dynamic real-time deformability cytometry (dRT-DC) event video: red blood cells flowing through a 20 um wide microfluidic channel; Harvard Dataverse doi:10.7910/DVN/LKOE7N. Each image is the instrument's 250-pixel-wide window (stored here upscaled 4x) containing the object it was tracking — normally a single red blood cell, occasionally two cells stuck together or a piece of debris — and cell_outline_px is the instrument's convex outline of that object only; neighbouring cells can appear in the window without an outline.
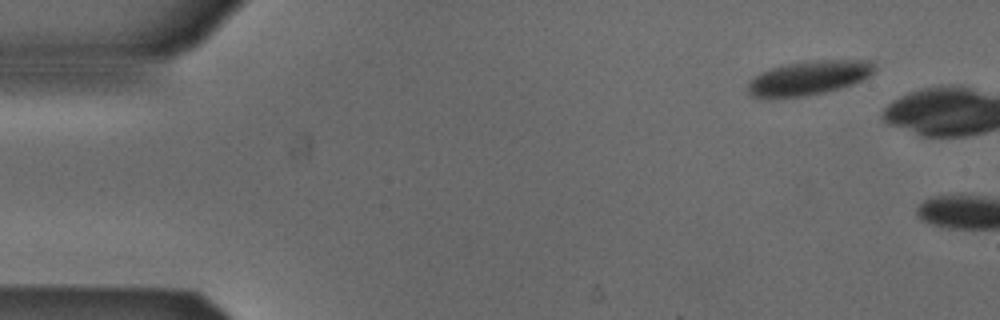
{"species": "Egyptian fruit bat (a non-hibernating species)", "species_latin": "Rousettus aegyptiacus", "temperature_condition": "cold", "stored_images_in_passage": 3, "camera_frame_rate_fps": 3000, "um_per_image_px": 0.085, "animal": {"sex": "male"}, "frame": {"image": 1, "passage_image": 1, "time_ms": 0.0, "image_size_px": [1000, 320], "cell_outline_px": [[876, 68], [868, 76], [852, 84], [840, 88], [824, 92], [804, 96], [752, 96], [748, 92], [748, 80], [752, 76], [760, 72], [772, 68], [788, 64], [812, 60], [868, 60]], "centroid_in_image_um": [68.73, 6.6], "position_along_channel_um": 16.3, "area_um2": 24.68}}